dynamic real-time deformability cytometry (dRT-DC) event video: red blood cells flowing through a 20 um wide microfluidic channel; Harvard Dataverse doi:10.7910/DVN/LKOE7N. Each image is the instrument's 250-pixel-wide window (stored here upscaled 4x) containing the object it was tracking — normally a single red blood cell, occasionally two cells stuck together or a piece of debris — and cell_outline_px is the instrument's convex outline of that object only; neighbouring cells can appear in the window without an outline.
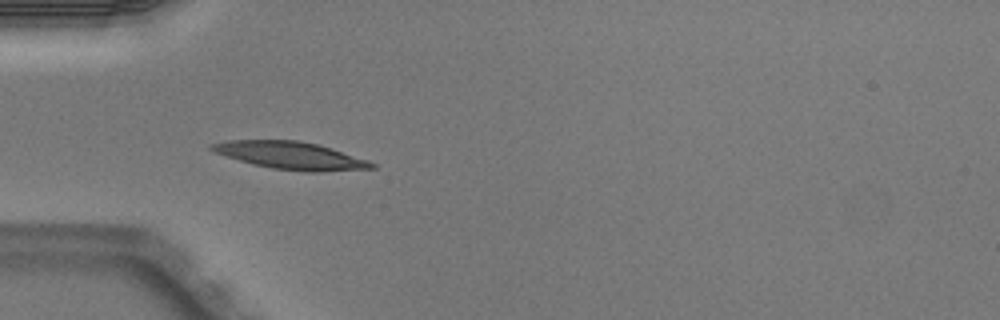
{"species": "Egyptian fruit bat (a non-hibernating species)", "species_latin": "Rousettus aegyptiacus", "temperature_condition": "warm", "stored_images_in_passage": 4, "camera_frame_rate_fps": 3000, "um_per_image_px": 0.085, "animal": {"sex": "male"}, "frame": {"image": 1, "passage_image": 4, "time_ms": 1.0, "image_size_px": [1000, 320], "cell_outline_px": [[376, 168], [320, 172], [304, 172], [272, 168], [252, 164], [216, 152], [208, 148], [208, 144], [228, 140], [296, 140], [316, 144], [368, 160], [376, 164]], "centroid_in_image_um": [24.7, 13.22], "position_along_channel_um": 60.3, "area_um2": 25.43}}